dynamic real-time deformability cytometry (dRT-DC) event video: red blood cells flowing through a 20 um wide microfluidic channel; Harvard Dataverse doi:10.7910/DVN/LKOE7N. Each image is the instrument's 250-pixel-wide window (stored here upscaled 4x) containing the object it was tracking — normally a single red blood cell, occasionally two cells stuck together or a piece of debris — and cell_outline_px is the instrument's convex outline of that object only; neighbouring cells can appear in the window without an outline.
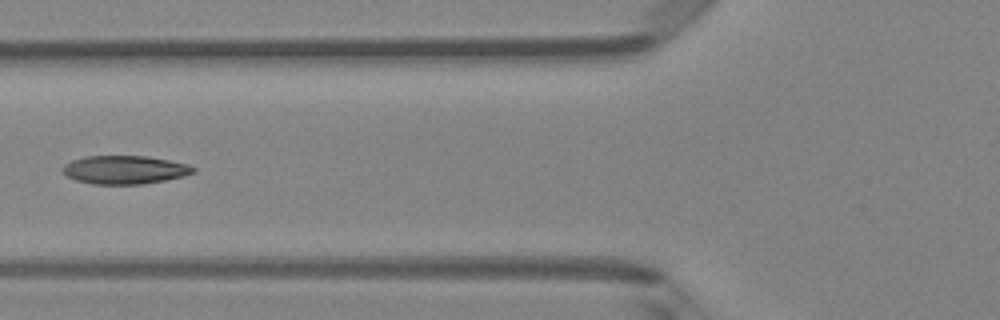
{"species": "Egyptian fruit bat (a non-hibernating species)", "species_latin": "Rousettus aegyptiacus", "temperature_condition": "room temperature", "stored_images_in_passage": 4, "camera_frame_rate_fps": 3000, "um_per_image_px": 0.085, "animal": {"sex": "female"}, "frame": {"image": 1, "passage_image": 4, "time_ms": 1.0, "image_size_px": [1000, 320], "cell_outline_px": [[196, 172], [184, 176], [164, 180], [140, 184], [92, 184], [76, 180], [68, 176], [60, 168], [64, 164], [72, 160], [88, 156], [148, 156], [188, 164], [196, 168]], "centroid_in_image_um": [10.61, 14.43], "position_along_channel_um": 115.2, "area_um2": 21.56}}